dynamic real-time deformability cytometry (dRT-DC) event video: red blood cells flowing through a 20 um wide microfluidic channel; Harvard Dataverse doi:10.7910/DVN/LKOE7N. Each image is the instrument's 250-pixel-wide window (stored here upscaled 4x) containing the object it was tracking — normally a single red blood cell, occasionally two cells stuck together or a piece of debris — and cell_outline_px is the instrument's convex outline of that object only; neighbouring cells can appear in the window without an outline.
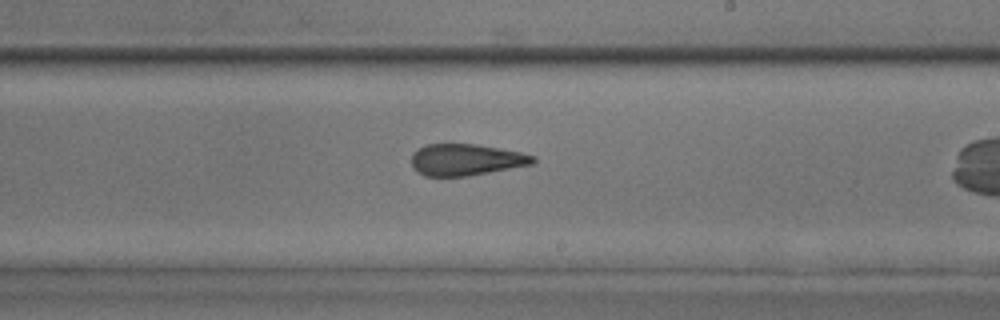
{"species": "common noctule bat (a hibernating species)", "species_latin": "Nyctalus noctula", "temperature_condition": "room temperature", "stored_images_in_passage": 32, "camera_frame_rate_fps": 3000, "um_per_image_px": 0.085, "animal": {"sex": "male", "body_mass_g": 17.9, "forearm_length_mm": 54.2}, "frame": {"image": 1, "passage_image": 23, "time_ms": 7.333, "image_size_px": [1000, 320], "cell_outline_px": [[536, 160], [532, 164], [468, 176], [424, 176], [412, 168], [412, 152], [428, 144], [476, 144], [520, 152], [536, 156]], "centroid_in_image_um": [39.59, 13.58], "position_along_channel_um": 249.4, "area_um2": 22.25}}
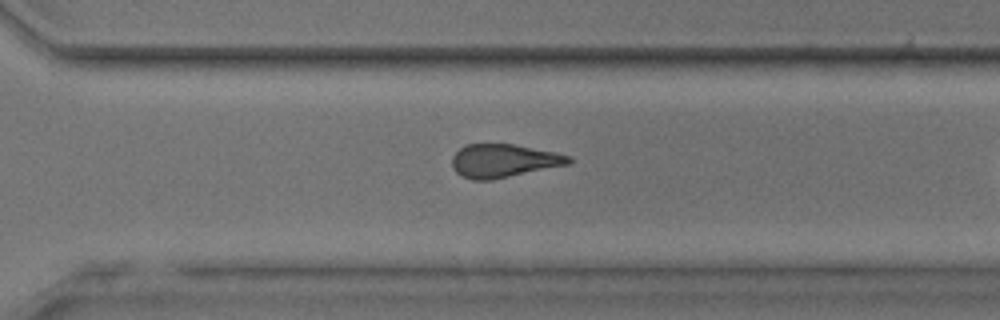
{"frame": {"image": 2, "passage_image": 28, "time_ms": 9.0, "image_size_px": [1000, 320], "cell_outline_px": [[572, 164], [492, 180], [472, 180], [460, 176], [456, 172], [452, 164], [452, 156], [460, 148], [468, 144], [512, 144], [556, 152], [572, 156]], "centroid_in_image_um": [42.84, 13.68], "position_along_channel_um": 327.8, "area_um2": 22.89}}